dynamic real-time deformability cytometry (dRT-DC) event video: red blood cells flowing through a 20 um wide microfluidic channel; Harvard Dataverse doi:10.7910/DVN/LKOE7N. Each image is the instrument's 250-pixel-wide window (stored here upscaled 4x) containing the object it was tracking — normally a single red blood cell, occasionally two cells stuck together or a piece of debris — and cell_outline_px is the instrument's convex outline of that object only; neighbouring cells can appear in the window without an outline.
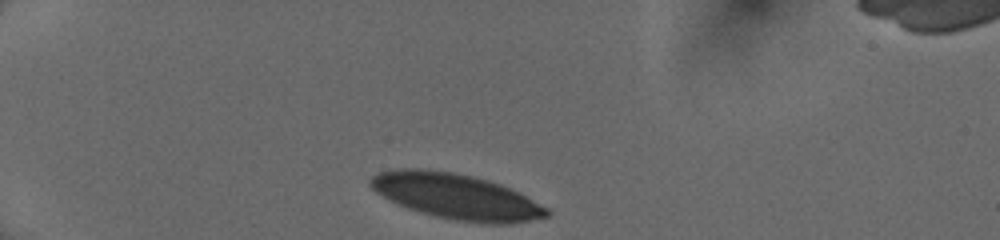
{"species": "human", "species_latin": "Homo sapiens", "temperature_condition": "cold", "stored_images_in_passage": 33, "camera_frame_rate_fps": 3000, "um_per_image_px": 0.085, "donor": {"sex": "female"}, "frame": {"image": 1, "passage_image": 1, "time_ms": 0.0, "image_size_px": [1000, 240], "cell_outline_px": [[552, 212], [548, 216], [512, 224], [480, 224], [452, 220], [420, 212], [408, 208], [376, 192], [368, 184], [368, 180], [376, 172], [396, 168], [420, 168], [452, 172], [472, 176], [488, 180], [500, 184], [548, 208]], "centroid_in_image_um": [38.75, 16.7], "position_along_channel_um": 46.2, "area_um2": 46.64}}
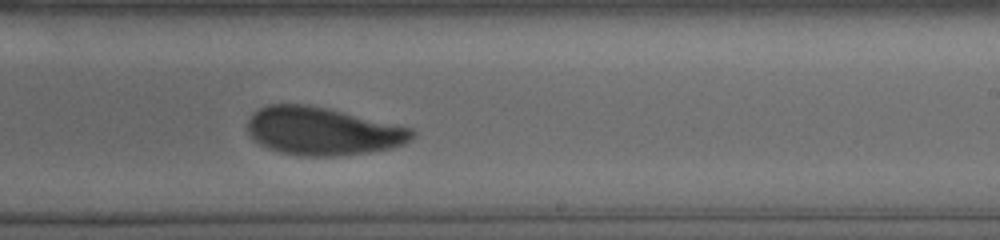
{"frame": {"image": 2, "passage_image": 21, "time_ms": 6.667, "image_size_px": [1000, 240], "cell_outline_px": [[416, 136], [412, 140], [404, 144], [392, 148], [372, 152], [336, 156], [300, 156], [280, 152], [268, 148], [252, 140], [248, 132], [248, 120], [252, 112], [268, 104], [308, 104], [412, 128], [416, 132]], "centroid_in_image_um": [27.42, 11.16], "position_along_channel_um": 261.6, "area_um2": 46.18}}
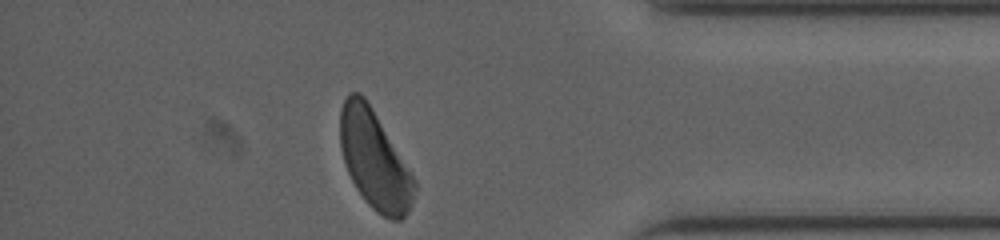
{"frame": {"image": 3, "passage_image": 33, "time_ms": 10.667, "image_size_px": [1000, 240], "cell_outline_px": [[416, 188], [412, 204], [408, 212], [400, 220], [392, 220], [376, 212], [364, 200], [356, 188], [348, 172], [340, 148], [340, 108], [348, 92], [360, 92], [364, 96], [372, 108], [416, 180]], "centroid_in_image_um": [31.83, 13.59], "position_along_channel_um": 403.4, "area_um2": 42.43}, "authors_computed_cell_mechanics": {"area_um2": 47.2804, "velocity_mm_per_s": 4.0103, "shape_relaxation_time_tau1_ms": 3.0694, "shape_relaxation_time_tau2_ms": 1.4688, "deformation_change_tau1": 0.1354, "deformation_change_tau2": 0.0687}}